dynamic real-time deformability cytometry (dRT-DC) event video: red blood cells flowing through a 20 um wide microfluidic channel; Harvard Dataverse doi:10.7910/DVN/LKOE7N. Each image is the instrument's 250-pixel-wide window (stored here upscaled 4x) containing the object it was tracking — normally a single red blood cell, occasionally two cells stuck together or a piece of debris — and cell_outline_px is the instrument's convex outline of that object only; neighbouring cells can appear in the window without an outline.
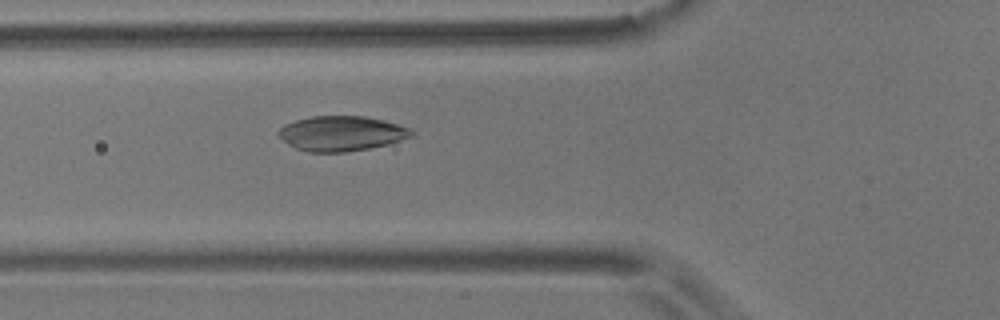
{"species": "common noctule bat (a hibernating species)", "species_latin": "Nyctalus noctula", "temperature_condition": "room temperature", "stored_images_in_passage": 52, "camera_frame_rate_fps": 3000, "um_per_image_px": 0.085, "animal": {"sex": "male", "body_mass_g": 17.9}, "frame": {"image": 1, "passage_image": 20, "time_ms": 6.333, "image_size_px": [1000, 320], "cell_outline_px": [[416, 132], [412, 136], [388, 144], [368, 148], [344, 152], [308, 152], [296, 148], [288, 144], [276, 136], [276, 132], [284, 124], [296, 120], [312, 116], [364, 116], [384, 120], [412, 128]], "centroid_in_image_um": [29.01, 11.34], "position_along_channel_um": 96.8, "area_um2": 27.28}}
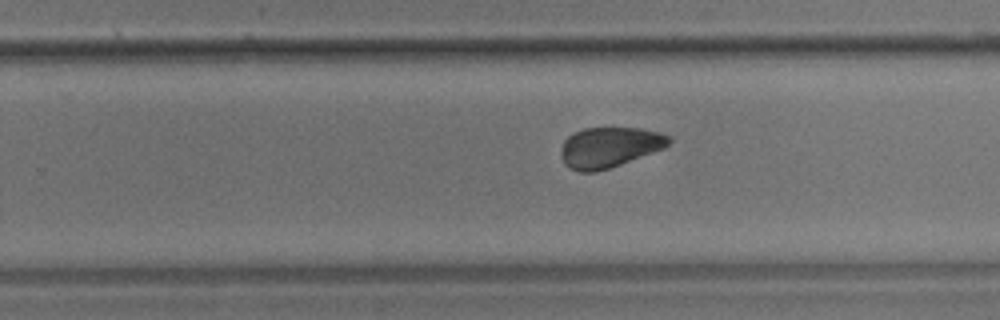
{"frame": {"image": 2, "passage_image": 35, "time_ms": 11.333, "image_size_px": [1000, 320], "cell_outline_px": [[672, 140], [664, 148], [620, 164], [608, 168], [592, 172], [580, 172], [568, 168], [564, 164], [560, 152], [564, 140], [572, 132], [584, 128], [640, 128], [660, 132], [672, 136]], "centroid_in_image_um": [51.78, 12.5], "position_along_channel_um": 278.0, "area_um2": 25.43}}
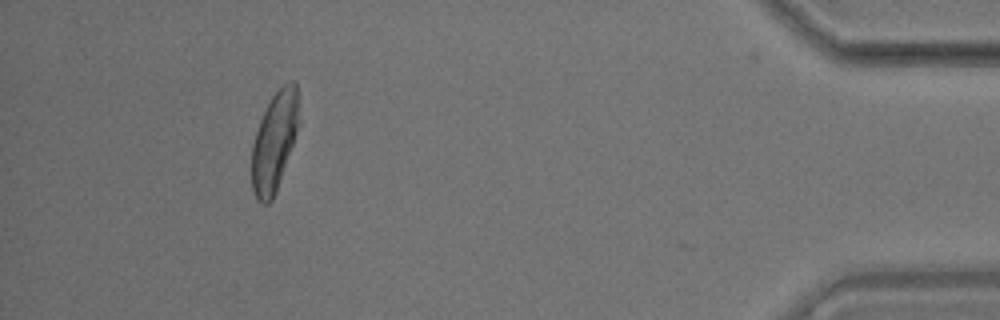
{"frame": {"image": 3, "passage_image": 51, "time_ms": 16.667, "image_size_px": [1000, 320], "cell_outline_px": [[300, 124], [276, 192], [272, 200], [268, 204], [264, 204], [256, 200], [252, 192], [252, 144], [260, 120], [272, 96], [284, 84], [292, 80], [296, 80], [300, 120]], "centroid_in_image_um": [23.34, 12.04], "position_along_channel_um": 411.9, "area_um2": 27.4}, "authors_computed_cell_mechanics": {"area_um2": 27.3972, "velocity_mm_per_s": 3.6156, "shape_relaxation_time_tau1_ms": 3.1357, "shape_relaxation_time_tau2_ms": 3.2915, "deformation_change_tau1": 0.1098, "deformation_change_tau2": 0.0827}}